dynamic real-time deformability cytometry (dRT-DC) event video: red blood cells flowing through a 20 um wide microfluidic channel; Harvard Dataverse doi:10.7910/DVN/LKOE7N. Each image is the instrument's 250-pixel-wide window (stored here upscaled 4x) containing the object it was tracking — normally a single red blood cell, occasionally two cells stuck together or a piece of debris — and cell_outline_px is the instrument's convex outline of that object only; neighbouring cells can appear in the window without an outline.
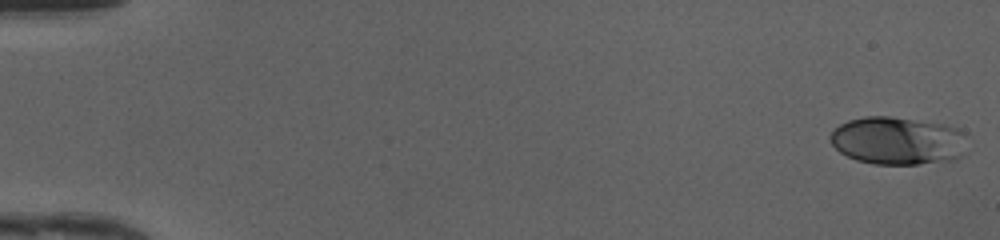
{"species": "human", "species_latin": "Homo sapiens", "temperature_condition": "cold", "stored_images_in_passage": 49, "camera_frame_rate_fps": 3000, "um_per_image_px": 0.085, "donor": {"sex": "female"}, "frame": {"image": 1, "passage_image": 1, "time_ms": 0.0, "image_size_px": [1000, 240], "cell_outline_px": [[968, 132], [960, 156], [956, 160], [916, 164], [872, 164], [856, 160], [840, 152], [832, 144], [828, 136], [840, 124], [848, 120], [864, 116], [892, 116], [944, 124], [960, 128]], "centroid_in_image_um": [76.32, 11.95], "position_along_channel_um": 8.7, "area_um2": 38.61}}
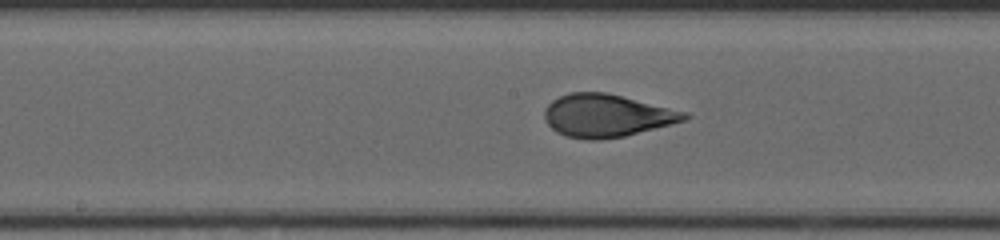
{"frame": {"image": 2, "passage_image": 26, "time_ms": 8.333, "image_size_px": [1000, 240], "cell_outline_px": [[692, 116], [684, 120], [624, 136], [600, 140], [588, 140], [564, 136], [556, 132], [544, 120], [544, 108], [552, 100], [568, 92], [608, 92], [688, 112]], "centroid_in_image_um": [51.54, 9.82], "position_along_channel_um": 196.7, "area_um2": 35.03}}
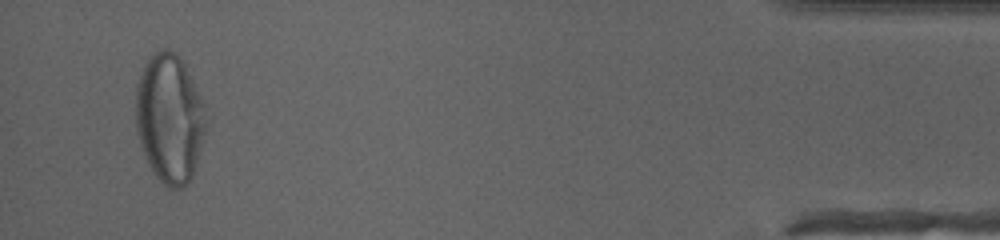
{"frame": {"image": 3, "passage_image": 47, "time_ms": 15.333, "image_size_px": [1000, 240], "cell_outline_px": [[204, 132], [200, 148], [192, 176], [180, 188], [168, 188], [156, 176], [148, 164], [140, 144], [136, 132], [136, 84], [140, 72], [144, 64], [160, 48], [168, 48], [176, 52], [180, 56], [204, 104]], "centroid_in_image_um": [14.37, 10.03], "position_along_channel_um": 420.8, "area_um2": 52.19}, "authors_computed_cell_mechanics": {"area_um2": 35.258, "velocity_mm_per_s": 4.2074, "shape_relaxation_time_tau1_ms": 4.5153, "shape_relaxation_time_tau2_ms": null, "deformation_change_tau1": 0.2146, "deformation_change_tau2": null}}